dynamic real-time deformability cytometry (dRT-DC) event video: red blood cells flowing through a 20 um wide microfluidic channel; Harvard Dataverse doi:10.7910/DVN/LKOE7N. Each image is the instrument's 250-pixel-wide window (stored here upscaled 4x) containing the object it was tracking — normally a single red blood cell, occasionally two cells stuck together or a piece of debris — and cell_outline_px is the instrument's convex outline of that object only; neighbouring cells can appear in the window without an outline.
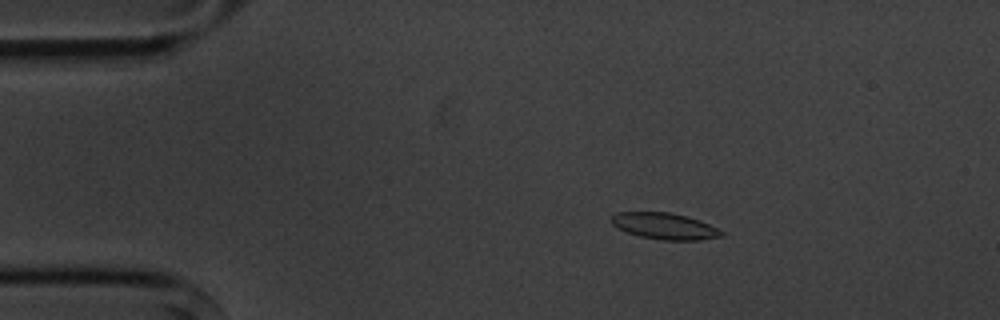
{"species": "common noctule bat (a hibernating species)", "species_latin": "Nyctalus noctula", "temperature_condition": "cold", "stored_images_in_passage": 4, "camera_frame_rate_fps": 3000, "um_per_image_px": 0.085, "animal": {"sex": "male", "body_mass_g": 20.1, "forearm_length_mm": 53.5}, "frame": {"image": 1, "passage_image": 2, "time_ms": 2.0, "image_size_px": [1000, 320], "cell_outline_px": [[724, 236], [700, 240], [664, 240], [640, 236], [628, 232], [612, 224], [612, 216], [616, 212], [668, 212], [688, 216], [708, 224], [724, 232]], "centroid_in_image_um": [56.52, 19.22], "position_along_channel_um": 28.5, "area_um2": 16.7}}